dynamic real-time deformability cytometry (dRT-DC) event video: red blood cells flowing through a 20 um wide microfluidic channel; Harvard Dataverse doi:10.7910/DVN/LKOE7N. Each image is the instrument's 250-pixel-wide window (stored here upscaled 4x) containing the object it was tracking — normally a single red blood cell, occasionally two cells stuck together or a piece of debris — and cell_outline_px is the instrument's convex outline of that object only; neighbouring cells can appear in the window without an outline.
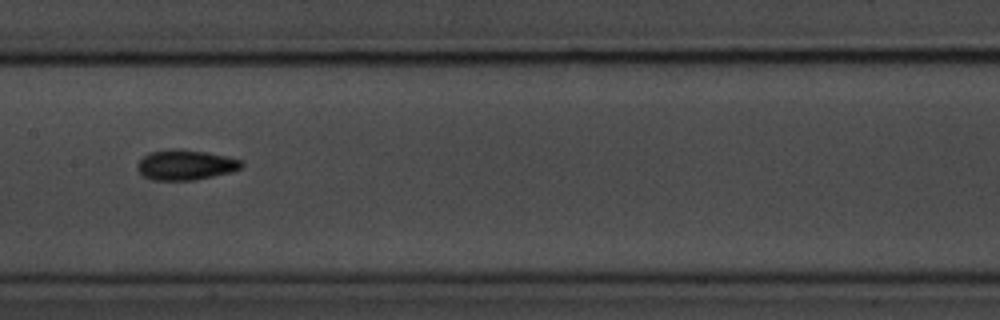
{"species": "common noctule bat (a hibernating species)", "species_latin": "Nyctalus noctula", "temperature_condition": "room temperature", "stored_images_in_passage": 13, "camera_frame_rate_fps": 3000, "um_per_image_px": 0.085, "animal": {"sex": "male", "body_mass_g": 20.1, "forearm_length_mm": 53.5}, "frame": {"image": 1, "passage_image": 6, "time_ms": 6.667, "image_size_px": [1000, 320], "cell_outline_px": [[244, 164], [240, 168], [232, 172], [196, 180], [152, 180], [144, 176], [136, 168], [136, 164], [148, 152], [176, 148], [180, 148], [208, 152], [240, 160]], "centroid_in_image_um": [15.75, 14.01], "position_along_channel_um": 191.7, "area_um2": 18.44}}
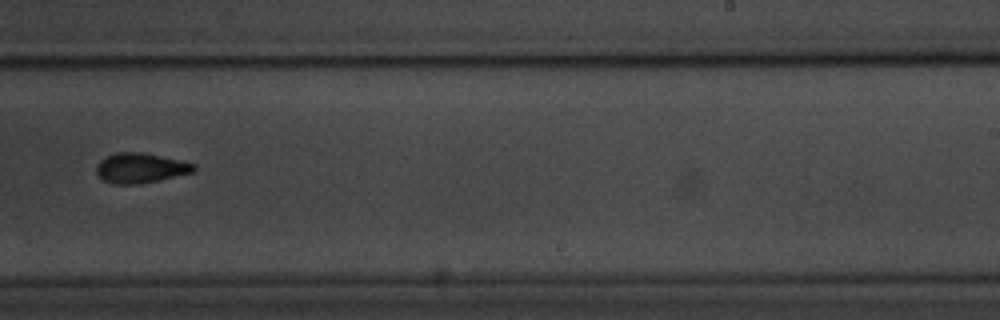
{"frame": {"image": 2, "passage_image": 8, "time_ms": 9.0, "image_size_px": [1000, 320], "cell_outline_px": [[196, 172], [160, 180], [140, 184], [112, 184], [104, 180], [96, 172], [96, 164], [100, 160], [116, 152], [144, 152], [180, 160], [196, 164]], "centroid_in_image_um": [11.97, 14.28], "position_along_channel_um": 277.0, "area_um2": 17.22}, "authors_computed_cell_mechanics": {"area_um2": 17.1088, "velocity_mm_per_s": 3.6636, "shape_relaxation_time_tau1_ms": 3.1195, "shape_relaxation_time_tau2_ms": null, "deformation_change_tau1": 0.0803, "deformation_change_tau2": null}}